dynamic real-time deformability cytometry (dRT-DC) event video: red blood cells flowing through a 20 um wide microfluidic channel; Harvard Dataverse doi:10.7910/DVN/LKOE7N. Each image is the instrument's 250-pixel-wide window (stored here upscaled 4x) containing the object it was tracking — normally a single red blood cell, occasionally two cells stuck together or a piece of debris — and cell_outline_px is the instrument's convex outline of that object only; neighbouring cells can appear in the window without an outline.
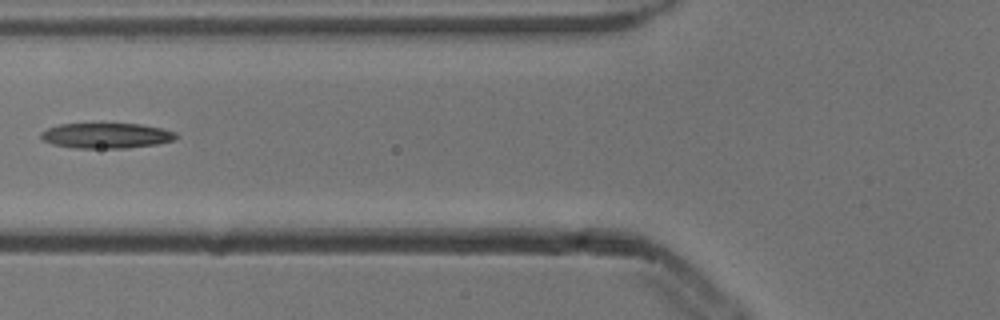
{"species": "common noctule bat (a hibernating species)", "species_latin": "Nyctalus noctula", "temperature_condition": "cold", "stored_images_in_passage": 6, "camera_frame_rate_fps": 3000, "um_per_image_px": 0.085, "animal": {"sex": "male", "body_mass_g": 13.3}, "frame": {"image": 1, "passage_image": 6, "time_ms": 1.667, "image_size_px": [1000, 320], "cell_outline_px": [[180, 136], [176, 140], [156, 144], [124, 148], [76, 148], [52, 144], [44, 140], [40, 136], [40, 132], [48, 128], [60, 124], [140, 124], [160, 128], [176, 132]], "centroid_in_image_um": [9.06, 11.53], "position_along_channel_um": 116.7, "area_um2": 19.88}}